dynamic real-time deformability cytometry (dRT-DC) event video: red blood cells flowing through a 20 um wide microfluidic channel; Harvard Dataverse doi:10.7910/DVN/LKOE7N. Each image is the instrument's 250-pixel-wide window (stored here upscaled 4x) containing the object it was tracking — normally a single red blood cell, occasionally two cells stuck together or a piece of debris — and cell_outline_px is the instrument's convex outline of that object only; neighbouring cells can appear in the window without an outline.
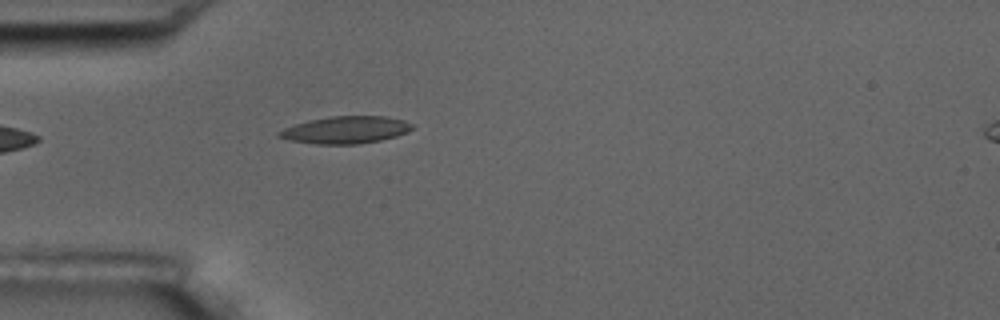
{"species": "common noctule bat (a hibernating species)", "species_latin": "Nyctalus noctula", "temperature_condition": "room temperature", "stored_images_in_passage": 4, "camera_frame_rate_fps": 3000, "um_per_image_px": 0.085, "animal": {"sex": "male", "body_mass_g": 17.5, "forearm_length_mm": 52.3}, "frame": {"image": 1, "passage_image": 4, "time_ms": 3.667, "image_size_px": [1000, 320], "cell_outline_px": [[412, 128], [408, 132], [396, 136], [380, 140], [360, 144], [316, 144], [292, 140], [276, 136], [276, 132], [284, 128], [308, 120], [332, 116], [384, 116], [404, 120], [412, 124]], "centroid_in_image_um": [29.38, 11.04], "position_along_channel_um": 55.6, "area_um2": 21.04}}